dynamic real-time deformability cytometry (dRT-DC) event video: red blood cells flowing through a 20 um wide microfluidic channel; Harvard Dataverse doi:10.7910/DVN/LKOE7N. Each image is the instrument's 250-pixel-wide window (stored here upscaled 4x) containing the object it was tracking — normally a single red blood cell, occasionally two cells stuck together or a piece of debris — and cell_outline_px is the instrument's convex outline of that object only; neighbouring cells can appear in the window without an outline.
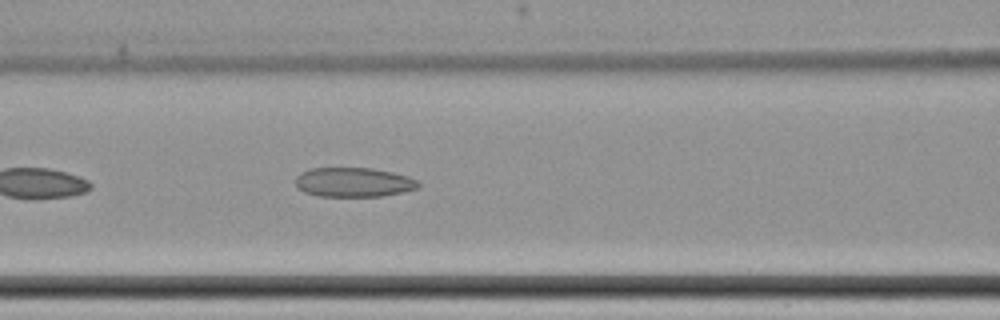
{"species": "common noctule bat (a hibernating species)", "species_latin": "Nyctalus noctula", "temperature_condition": "cold", "stored_images_in_passage": 8, "camera_frame_rate_fps": 3000, "um_per_image_px": 0.085, "animal": {"sex": "female", "body_mass_g": 22.7, "forearm_length_mm": 54.2}, "frame": {"image": 1, "passage_image": 8, "time_ms": 9.333, "image_size_px": [1000, 320], "cell_outline_px": [[420, 188], [380, 196], [320, 196], [304, 192], [296, 188], [296, 176], [300, 172], [308, 168], [372, 168], [392, 172], [408, 176], [416, 180], [420, 184]], "centroid_in_image_um": [30.02, 15.48], "position_along_channel_um": 136.6, "area_um2": 21.1}}